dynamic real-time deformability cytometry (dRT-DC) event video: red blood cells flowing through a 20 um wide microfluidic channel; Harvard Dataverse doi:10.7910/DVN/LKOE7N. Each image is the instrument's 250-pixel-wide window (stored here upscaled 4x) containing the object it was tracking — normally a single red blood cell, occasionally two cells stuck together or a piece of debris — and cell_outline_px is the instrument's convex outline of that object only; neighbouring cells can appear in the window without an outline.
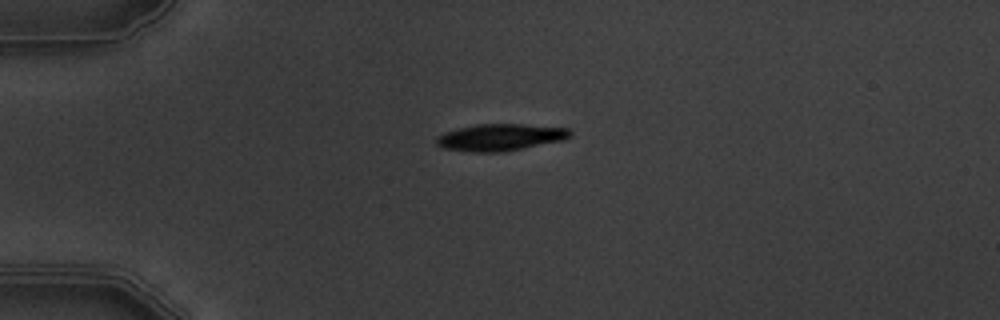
{"species": "common noctule bat (a hibernating species)", "species_latin": "Nyctalus noctula", "temperature_condition": "warm", "stored_images_in_passage": 3, "camera_frame_rate_fps": 3000, "um_per_image_px": 0.085, "animal": {"sex": "male", "body_mass_g": 19.5, "forearm_length_mm": 54.6}, "frame": {"image": 1, "passage_image": 2, "time_ms": 1.0, "image_size_px": [1000, 320], "cell_outline_px": [[572, 136], [564, 140], [500, 152], [472, 152], [444, 148], [436, 144], [436, 136], [444, 132], [476, 124], [524, 124], [572, 128]], "centroid_in_image_um": [42.56, 11.66], "position_along_channel_um": 42.4, "area_um2": 20.98}}